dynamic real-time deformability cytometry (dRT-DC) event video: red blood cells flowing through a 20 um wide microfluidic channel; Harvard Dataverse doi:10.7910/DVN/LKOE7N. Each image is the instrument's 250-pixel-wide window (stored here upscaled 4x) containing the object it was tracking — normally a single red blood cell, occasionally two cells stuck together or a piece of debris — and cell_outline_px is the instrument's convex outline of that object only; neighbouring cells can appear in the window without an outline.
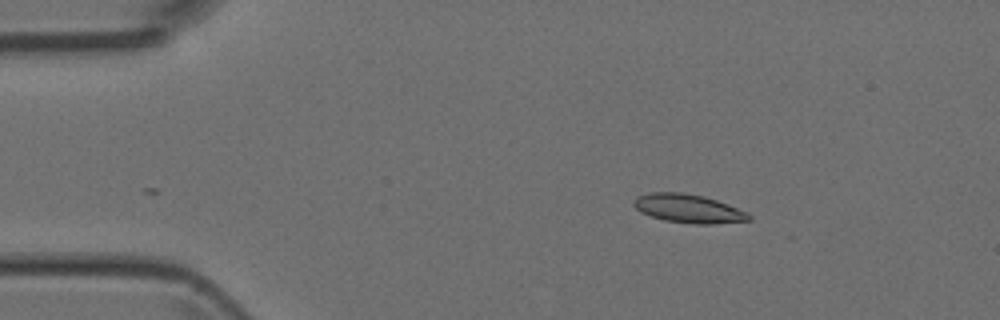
{"species": "Egyptian fruit bat (a non-hibernating species)", "species_latin": "Rousettus aegyptiacus", "temperature_condition": "room temperature", "stored_images_in_passage": 13, "camera_frame_rate_fps": 3000, "um_per_image_px": 0.085, "animal": {"sex": "female"}, "frame": {"image": 1, "passage_image": 1, "time_ms": 0.0, "image_size_px": [1000, 320], "cell_outline_px": [[752, 220], [716, 224], [696, 224], [664, 220], [640, 212], [632, 204], [632, 200], [636, 196], [648, 192], [684, 192], [704, 196], [728, 204], [748, 212], [752, 216]], "centroid_in_image_um": [58.51, 17.72], "position_along_channel_um": 26.5, "area_um2": 19.48}}
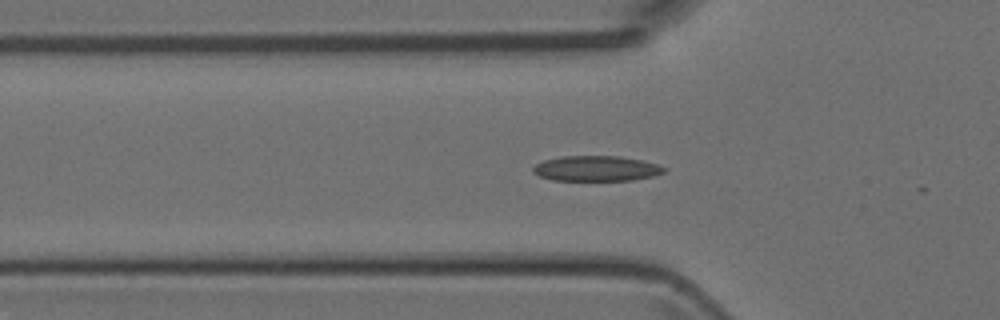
{"frame": {"image": 2, "passage_image": 9, "time_ms": 2.667, "image_size_px": [1000, 320], "cell_outline_px": [[668, 168], [664, 172], [652, 176], [632, 180], [552, 180], [540, 176], [532, 172], [532, 168], [536, 164], [544, 160], [560, 156], [620, 156], [640, 160], [656, 164]], "centroid_in_image_um": [50.66, 14.32], "position_along_channel_um": 75.1, "area_um2": 19.25}}
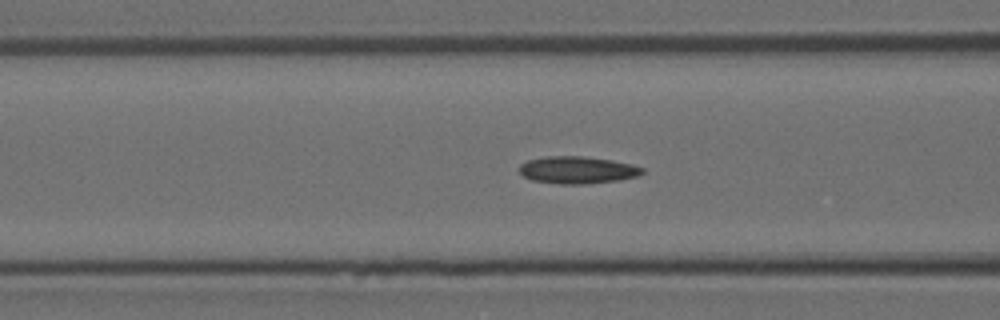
{"frame": {"image": 3, "passage_image": 12, "time_ms": 3.667, "image_size_px": [1000, 320], "cell_outline_px": [[644, 172], [640, 176], [620, 180], [584, 184], [560, 184], [532, 180], [524, 176], [516, 168], [520, 164], [528, 160], [544, 156], [584, 156], [612, 160], [632, 164], [644, 168]], "centroid_in_image_um": [49.09, 14.44], "position_along_channel_um": 117.5, "area_um2": 19.77}}